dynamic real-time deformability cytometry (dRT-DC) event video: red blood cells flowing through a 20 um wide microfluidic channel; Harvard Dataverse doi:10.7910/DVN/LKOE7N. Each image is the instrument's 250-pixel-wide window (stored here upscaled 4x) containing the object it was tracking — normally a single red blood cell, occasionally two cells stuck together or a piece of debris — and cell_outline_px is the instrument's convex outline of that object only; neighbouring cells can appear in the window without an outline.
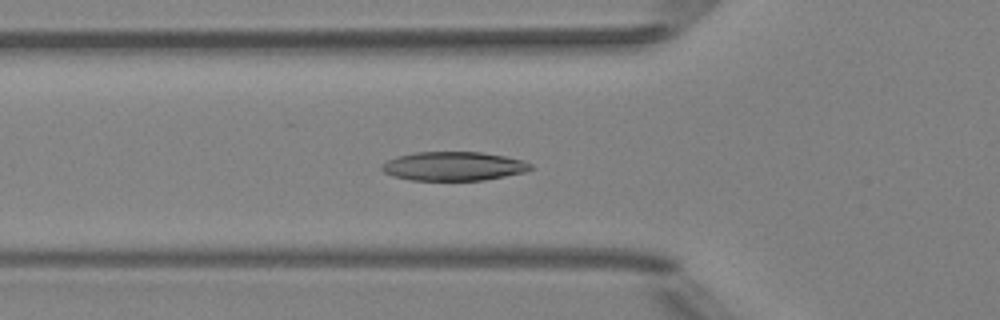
{"species": "Egyptian fruit bat (a non-hibernating species)", "species_latin": "Rousettus aegyptiacus", "temperature_condition": "room temperature", "stored_images_in_passage": 40, "camera_frame_rate_fps": 3000, "um_per_image_px": 0.085, "animal": {"sex": "female"}, "frame": {"image": 1, "passage_image": 7, "time_ms": 2.0, "image_size_px": [1000, 320], "cell_outline_px": [[532, 168], [524, 172], [484, 180], [412, 180], [392, 176], [384, 172], [380, 168], [380, 164], [396, 156], [416, 152], [480, 152], [504, 156], [520, 160], [532, 164]], "centroid_in_image_um": [38.49, 14.12], "position_along_channel_um": 87.3, "area_um2": 24.97}}
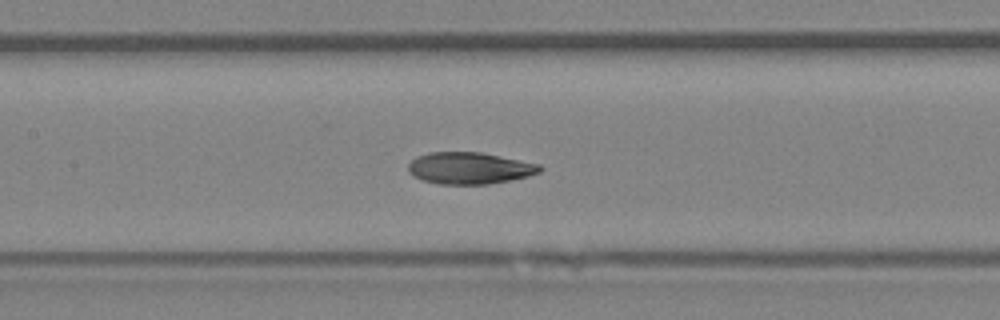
{"frame": {"image": 2, "passage_image": 13, "time_ms": 4.0, "image_size_px": [1000, 320], "cell_outline_px": [[544, 168], [540, 172], [528, 176], [512, 180], [488, 184], [440, 184], [424, 180], [412, 176], [408, 172], [408, 164], [416, 156], [428, 152], [480, 152], [540, 164]], "centroid_in_image_um": [39.91, 14.29], "position_along_channel_um": 167.5, "area_um2": 24.45}}
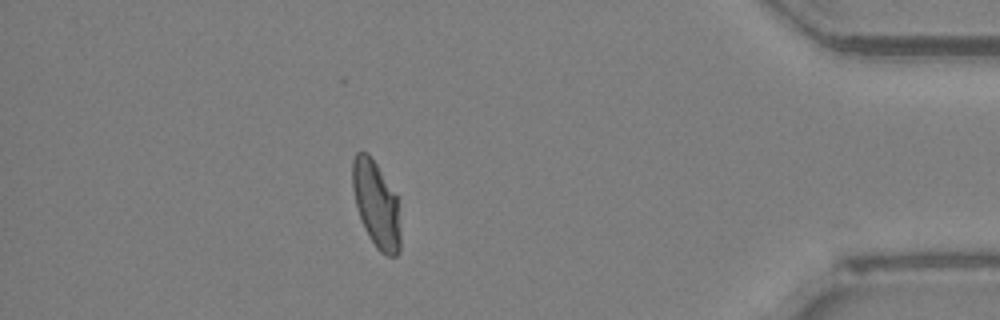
{"frame": {"image": 3, "passage_image": 34, "time_ms": 11.0, "image_size_px": [1000, 320], "cell_outline_px": [[400, 252], [396, 256], [388, 256], [380, 252], [376, 248], [368, 236], [364, 228], [356, 204], [352, 188], [352, 160], [356, 152], [368, 152], [376, 164], [396, 196], [400, 232]], "centroid_in_image_um": [31.96, 17.39], "position_along_channel_um": 403.2, "area_um2": 23.87}, "authors_computed_cell_mechanics": {"area_um2": 24.4494, "velocity_mm_per_s": 4.0146, "shape_relaxation_time_tau1_ms": 4.625, "shape_relaxation_time_tau2_ms": 2.3862, "deformation_change_tau1": 0.1674, "deformation_change_tau2": 0.0639}}